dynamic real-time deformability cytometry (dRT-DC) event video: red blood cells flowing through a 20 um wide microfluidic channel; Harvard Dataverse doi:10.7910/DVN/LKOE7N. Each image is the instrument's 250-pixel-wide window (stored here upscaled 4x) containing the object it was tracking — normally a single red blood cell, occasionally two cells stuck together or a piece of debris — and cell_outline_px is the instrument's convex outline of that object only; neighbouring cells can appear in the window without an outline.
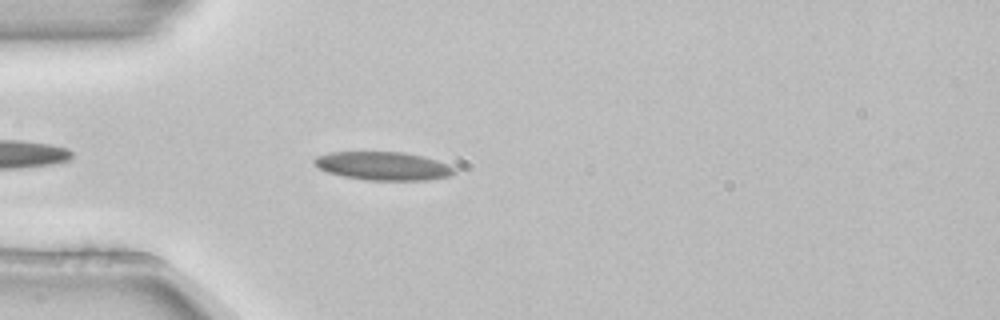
{"species": "common noctule bat (a hibernating species)", "species_latin": "Nyctalus noctula", "temperature_condition": "room temperature", "stored_images_in_passage": 3, "camera_frame_rate_fps": 3000, "um_per_image_px": 0.085, "animal": {"sex": "female", "body_mass_g": 22.7, "forearm_length_mm": 54.2}, "frame": {"image": 1, "passage_image": 3, "time_ms": 0.667, "image_size_px": [1000, 320], "cell_outline_px": [[456, 172], [452, 176], [428, 180], [364, 180], [344, 176], [328, 172], [320, 168], [312, 160], [316, 156], [328, 152], [404, 152], [424, 156], [448, 164], [456, 168]], "centroid_in_image_um": [32.61, 14.11], "position_along_channel_um": 52.4, "area_um2": 23.29}}